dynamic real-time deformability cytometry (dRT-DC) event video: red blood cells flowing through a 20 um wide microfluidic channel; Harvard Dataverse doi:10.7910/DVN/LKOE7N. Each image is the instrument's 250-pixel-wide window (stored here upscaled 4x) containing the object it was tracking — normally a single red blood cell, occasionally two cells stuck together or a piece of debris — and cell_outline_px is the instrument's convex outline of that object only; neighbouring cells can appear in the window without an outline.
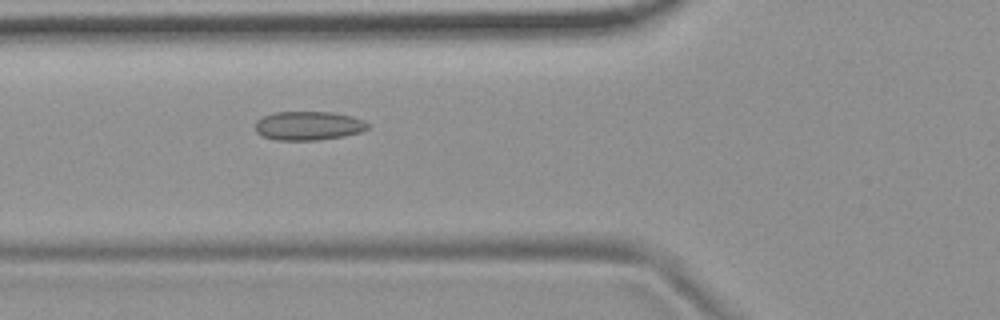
{"species": "common noctule bat (a hibernating species)", "species_latin": "Nyctalus noctula", "temperature_condition": "room temperature", "stored_images_in_passage": 7, "camera_frame_rate_fps": 3000, "um_per_image_px": 0.085, "animal": {"sex": "female", "body_mass_g": 19.9}, "frame": {"image": 1, "passage_image": 7, "time_ms": 2.0, "image_size_px": [1000, 320], "cell_outline_px": [[368, 128], [360, 132], [344, 136], [316, 140], [276, 140], [264, 136], [256, 132], [256, 120], [272, 112], [332, 112], [352, 116], [364, 120], [368, 124]], "centroid_in_image_um": [26.21, 10.68], "position_along_channel_um": 99.6, "area_um2": 18.9}}